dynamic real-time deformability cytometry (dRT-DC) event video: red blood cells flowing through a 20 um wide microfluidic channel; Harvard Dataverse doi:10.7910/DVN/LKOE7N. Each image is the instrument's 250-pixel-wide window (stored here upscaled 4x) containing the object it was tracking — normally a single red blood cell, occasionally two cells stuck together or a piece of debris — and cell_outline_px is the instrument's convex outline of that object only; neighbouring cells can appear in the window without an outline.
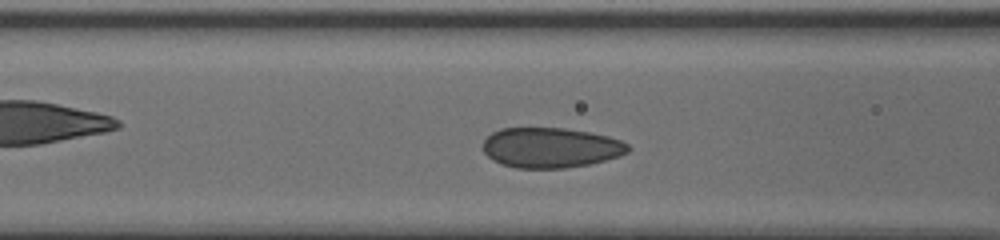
{"species": "human", "species_latin": "Homo sapiens", "temperature_condition": "cold", "stored_images_in_passage": 37, "camera_frame_rate_fps": 3000, "um_per_image_px": 0.085, "donor": {"sex": "male"}, "frame": {"image": 1, "passage_image": 13, "time_ms": 4.0, "image_size_px": [1000, 240], "cell_outline_px": [[632, 148], [628, 152], [620, 156], [588, 164], [564, 168], [516, 168], [500, 164], [492, 160], [484, 152], [484, 140], [492, 132], [500, 128], [564, 128], [588, 132], [608, 136], [620, 140], [628, 144]], "centroid_in_image_um": [46.81, 12.55], "position_along_channel_um": 119.8, "area_um2": 33.99}}
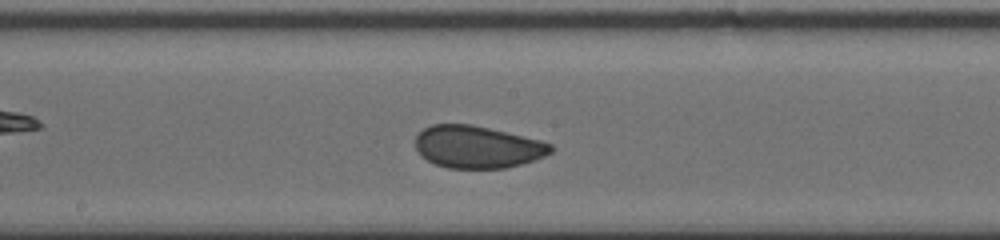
{"frame": {"image": 2, "passage_image": 20, "time_ms": 6.333, "image_size_px": [1000, 240], "cell_outline_px": [[556, 148], [552, 152], [536, 160], [504, 168], [448, 168], [436, 164], [420, 156], [416, 148], [416, 136], [424, 128], [432, 124], [472, 124], [540, 140], [552, 144]], "centroid_in_image_um": [40.59, 12.49], "position_along_channel_um": 207.6, "area_um2": 33.41}}
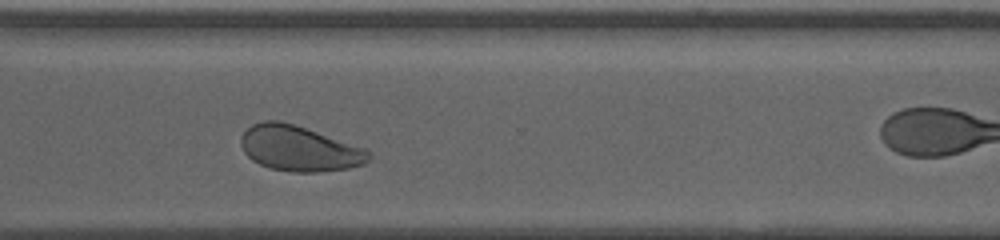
{"frame": {"image": 3, "passage_image": 31, "time_ms": 10.0, "image_size_px": [1000, 240], "cell_outline_px": [[372, 156], [364, 164], [348, 168], [316, 172], [292, 172], [268, 168], [252, 160], [244, 152], [240, 144], [240, 136], [252, 124], [264, 120], [280, 120], [296, 124], [364, 148], [372, 152]], "centroid_in_image_um": [25.41, 12.61], "position_along_channel_um": 345.2, "area_um2": 33.99}}